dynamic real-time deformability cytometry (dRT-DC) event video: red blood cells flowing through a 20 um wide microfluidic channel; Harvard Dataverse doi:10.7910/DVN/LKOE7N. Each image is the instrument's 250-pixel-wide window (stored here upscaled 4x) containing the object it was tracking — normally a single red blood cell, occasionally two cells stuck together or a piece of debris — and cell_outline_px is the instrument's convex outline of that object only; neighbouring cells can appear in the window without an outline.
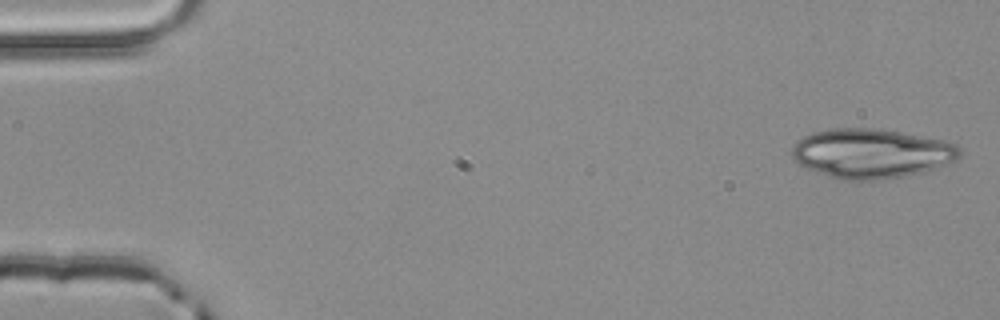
{"species": "common noctule bat (a hibernating species)", "species_latin": "Nyctalus noctula", "temperature_condition": "room temperature", "stored_images_in_passage": 3, "camera_frame_rate_fps": 3000, "um_per_image_px": 0.085, "animal": {"sex": "male", "body_mass_g": 20.4}, "frame": {"image": 1, "passage_image": 1, "time_ms": 0.0, "image_size_px": [1000, 320], "cell_outline_px": [[960, 156], [956, 160], [924, 172], [904, 176], [876, 180], [848, 180], [828, 176], [816, 172], [800, 164], [792, 156], [792, 148], [796, 140], [812, 132], [828, 128], [872, 128], [944, 140], [956, 144], [960, 148]], "centroid_in_image_um": [74.05, 13.04], "position_along_channel_um": 10.9, "area_um2": 48.15}}